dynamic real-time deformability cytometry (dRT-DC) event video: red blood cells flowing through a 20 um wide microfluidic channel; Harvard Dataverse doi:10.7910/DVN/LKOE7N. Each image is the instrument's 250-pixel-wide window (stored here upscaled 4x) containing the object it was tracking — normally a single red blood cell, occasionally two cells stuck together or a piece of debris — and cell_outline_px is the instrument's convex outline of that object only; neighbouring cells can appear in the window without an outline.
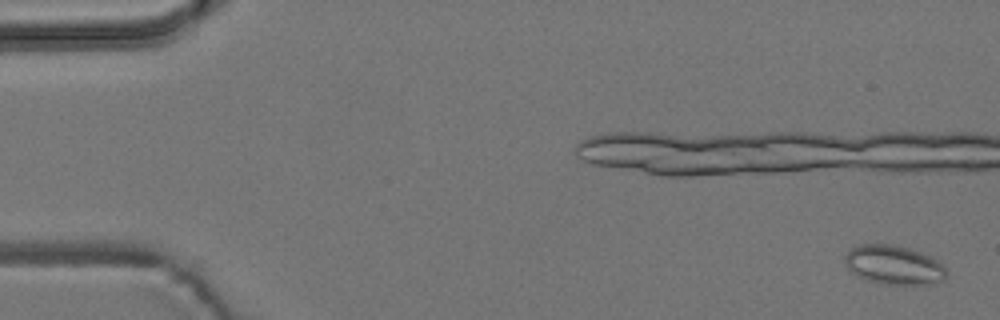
{"species": "common noctule bat (a hibernating species)", "species_latin": "Nyctalus noctula", "temperature_condition": "room temperature", "stored_images_in_passage": 8, "camera_frame_rate_fps": 3000, "um_per_image_px": 0.085, "animal": {"sex": "male", "body_mass_g": 19.2, "forearm_length_mm": 51.8}, "frame": {"image": 1, "passage_image": 2, "time_ms": 0.333, "image_size_px": [1000, 320], "cell_outline_px": [[948, 276], [944, 280], [932, 284], [884, 284], [868, 280], [856, 276], [844, 264], [844, 256], [852, 248], [860, 244], [892, 244], [908, 248], [920, 252], [936, 260], [948, 272]], "centroid_in_image_um": [75.96, 22.53], "position_along_channel_um": 9.0, "area_um2": 23.12}}